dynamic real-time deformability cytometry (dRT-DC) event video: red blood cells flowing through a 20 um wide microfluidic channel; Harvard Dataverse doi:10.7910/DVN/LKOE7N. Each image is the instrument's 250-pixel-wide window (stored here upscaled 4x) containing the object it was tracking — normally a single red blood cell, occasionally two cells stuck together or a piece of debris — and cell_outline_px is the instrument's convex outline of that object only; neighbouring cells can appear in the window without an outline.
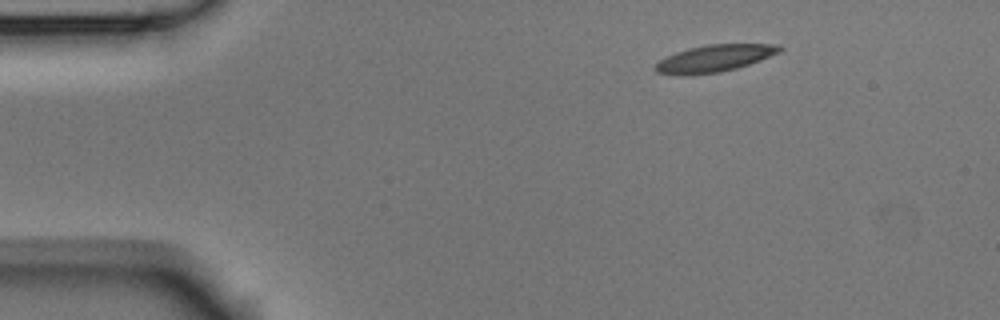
{"species": "Egyptian fruit bat (a non-hibernating species)", "species_latin": "Rousettus aegyptiacus", "temperature_condition": "room temperature", "stored_images_in_passage": 3, "camera_frame_rate_fps": 3000, "um_per_image_px": 0.085, "animal": {"sex": "male"}, "frame": {"image": 1, "passage_image": 1, "time_ms": 0.0, "image_size_px": [1000, 320], "cell_outline_px": [[784, 48], [780, 52], [760, 60], [736, 68], [720, 72], [692, 76], [676, 76], [656, 72], [652, 68], [660, 60], [676, 52], [708, 44], [780, 44]], "centroid_in_image_um": [60.71, 4.98], "position_along_channel_um": 24.3, "area_um2": 19.71}}